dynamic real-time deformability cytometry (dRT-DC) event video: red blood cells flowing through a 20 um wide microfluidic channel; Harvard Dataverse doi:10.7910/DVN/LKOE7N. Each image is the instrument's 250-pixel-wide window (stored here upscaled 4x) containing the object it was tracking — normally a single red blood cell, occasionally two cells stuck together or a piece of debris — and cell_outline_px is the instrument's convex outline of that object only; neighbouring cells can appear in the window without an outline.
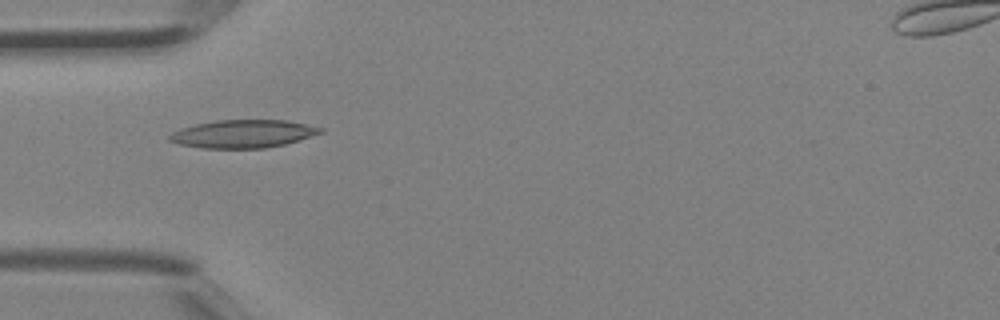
{"species": "Egyptian fruit bat (a non-hibernating species)", "species_latin": "Rousettus aegyptiacus", "temperature_condition": "room temperature", "stored_images_in_passage": 29, "camera_frame_rate_fps": 3000, "um_per_image_px": 0.085, "animal": {"sex": "female"}, "frame": {"image": 1, "passage_image": 1, "time_ms": 0.0, "image_size_px": [1000, 320], "cell_outline_px": [[324, 132], [284, 144], [264, 148], [200, 148], [180, 144], [168, 140], [168, 136], [172, 132], [180, 128], [196, 124], [216, 120], [288, 120], [324, 128]], "centroid_in_image_um": [20.64, 11.37], "position_along_channel_um": 64.4, "area_um2": 24.57}}
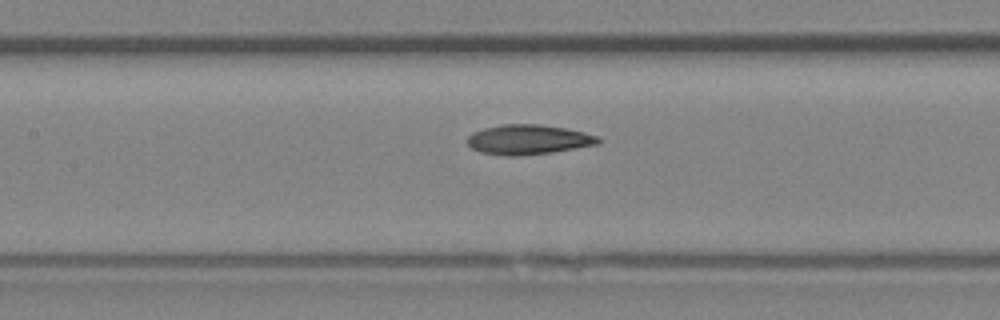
{"frame": {"image": 2, "passage_image": 7, "time_ms": 2.0, "image_size_px": [1000, 320], "cell_outline_px": [[604, 140], [600, 144], [552, 152], [520, 156], [504, 156], [480, 152], [472, 148], [468, 144], [468, 136], [472, 132], [484, 128], [504, 124], [540, 124], [564, 128], [584, 132], [596, 136]], "centroid_in_image_um": [44.92, 11.87], "position_along_channel_um": 162.5, "area_um2": 22.83}}
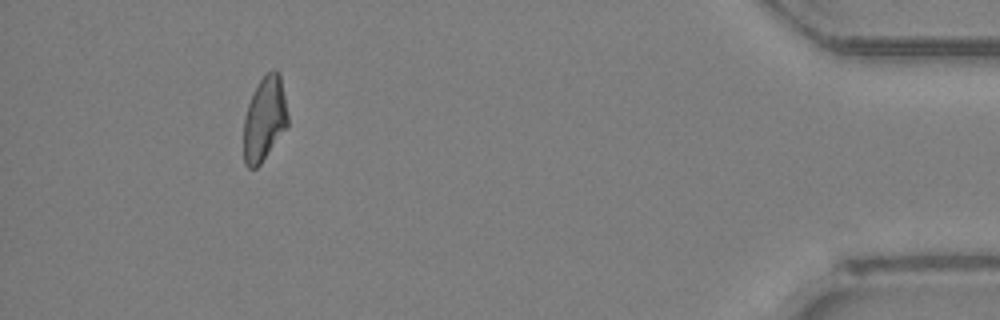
{"frame": {"image": 3, "passage_image": 26, "time_ms": 8.333, "image_size_px": [1000, 320], "cell_outline_px": [[288, 124], [260, 164], [256, 168], [248, 168], [244, 164], [244, 116], [248, 104], [260, 80], [272, 68], [276, 68], [280, 72], [288, 116]], "centroid_in_image_um": [22.48, 10.08], "position_along_channel_um": 412.7, "area_um2": 21.44}}